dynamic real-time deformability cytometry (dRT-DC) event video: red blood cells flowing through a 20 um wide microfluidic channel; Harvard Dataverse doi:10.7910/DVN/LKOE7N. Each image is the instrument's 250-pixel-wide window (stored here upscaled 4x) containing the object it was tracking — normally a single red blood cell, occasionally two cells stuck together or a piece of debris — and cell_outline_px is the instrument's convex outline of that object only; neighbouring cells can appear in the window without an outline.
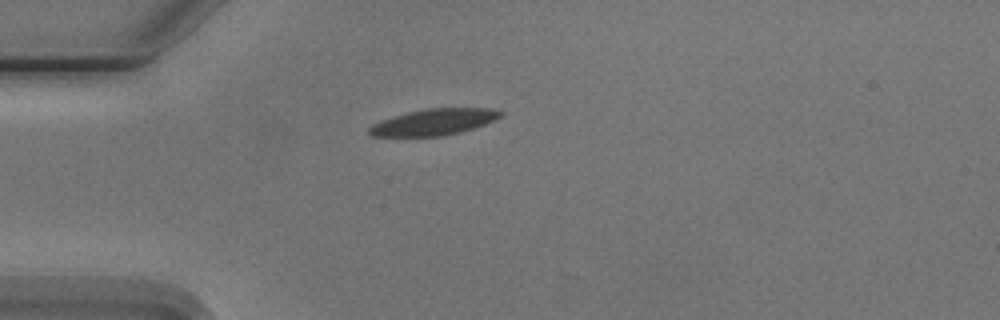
{"species": "Egyptian fruit bat (a non-hibernating species)", "species_latin": "Rousettus aegyptiacus", "temperature_condition": "cold", "stored_images_in_passage": 4, "camera_frame_rate_fps": 3000, "um_per_image_px": 0.085, "animal": {"sex": "male"}, "frame": {"image": 1, "passage_image": 1, "time_ms": 0.0, "image_size_px": [1000, 320], "cell_outline_px": [[504, 112], [500, 116], [484, 124], [460, 132], [440, 136], [372, 136], [368, 132], [368, 128], [372, 124], [408, 112], [428, 108], [492, 108]], "centroid_in_image_um": [36.88, 10.37], "position_along_channel_um": 48.1, "area_um2": 19.71}}
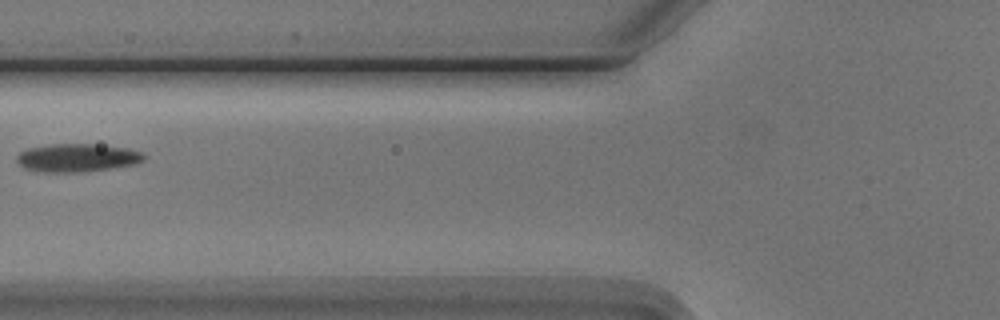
{"frame": {"image": 2, "passage_image": 3, "time_ms": 2.333, "image_size_px": [1000, 320], "cell_outline_px": [[148, 156], [144, 160], [136, 164], [112, 168], [84, 172], [36, 172], [24, 168], [16, 160], [16, 156], [20, 152], [28, 148], [48, 144], [92, 144], [128, 148], [144, 152]], "centroid_in_image_um": [6.58, 13.41], "position_along_channel_um": 119.2, "area_um2": 21.21}}
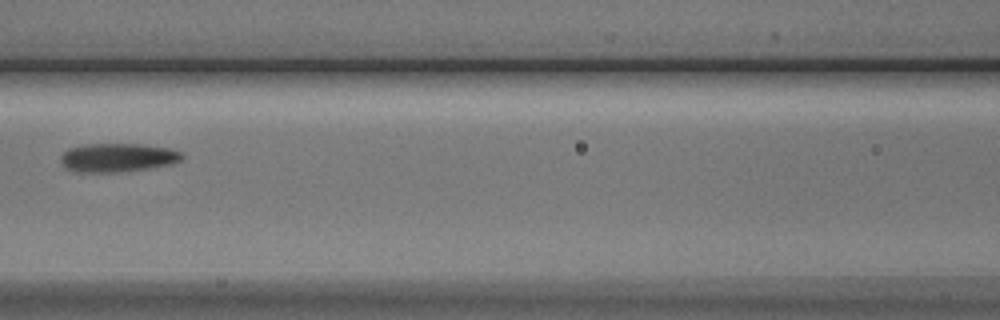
{"frame": {"image": 3, "passage_image": 4, "time_ms": 3.333, "image_size_px": [1000, 320], "cell_outline_px": [[184, 156], [180, 160], [168, 164], [152, 168], [116, 172], [76, 172], [64, 168], [60, 160], [60, 156], [68, 148], [84, 144], [140, 144], [168, 148], [184, 152]], "centroid_in_image_um": [9.96, 13.39], "position_along_channel_um": 156.6, "area_um2": 20.4}}